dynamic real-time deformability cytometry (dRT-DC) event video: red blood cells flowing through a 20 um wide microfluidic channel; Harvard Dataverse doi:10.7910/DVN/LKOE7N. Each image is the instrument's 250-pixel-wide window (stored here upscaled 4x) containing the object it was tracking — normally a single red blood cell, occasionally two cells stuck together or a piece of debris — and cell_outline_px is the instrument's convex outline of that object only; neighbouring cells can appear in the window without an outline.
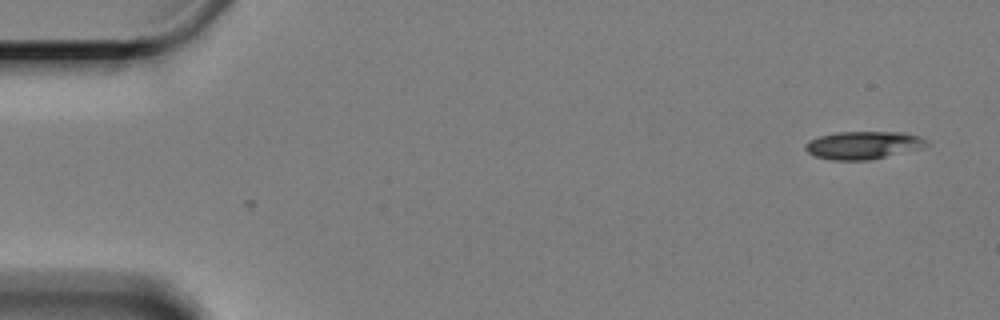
{"species": "Egyptian fruit bat (a non-hibernating species)", "species_latin": "Rousettus aegyptiacus", "temperature_condition": "cold", "stored_images_in_passage": 2, "camera_frame_rate_fps": 3000, "um_per_image_px": 0.085, "animal": {"sex": "female"}, "frame": {"image": 1, "passage_image": 2, "time_ms": 0.333, "image_size_px": [1000, 320], "cell_outline_px": [[928, 144], [920, 148], [872, 160], [832, 160], [816, 156], [808, 152], [804, 148], [804, 144], [808, 140], [820, 136], [836, 132], [900, 132], [920, 136], [928, 140]], "centroid_in_image_um": [73.35, 12.34], "position_along_channel_um": 11.6, "area_um2": 19.65}}